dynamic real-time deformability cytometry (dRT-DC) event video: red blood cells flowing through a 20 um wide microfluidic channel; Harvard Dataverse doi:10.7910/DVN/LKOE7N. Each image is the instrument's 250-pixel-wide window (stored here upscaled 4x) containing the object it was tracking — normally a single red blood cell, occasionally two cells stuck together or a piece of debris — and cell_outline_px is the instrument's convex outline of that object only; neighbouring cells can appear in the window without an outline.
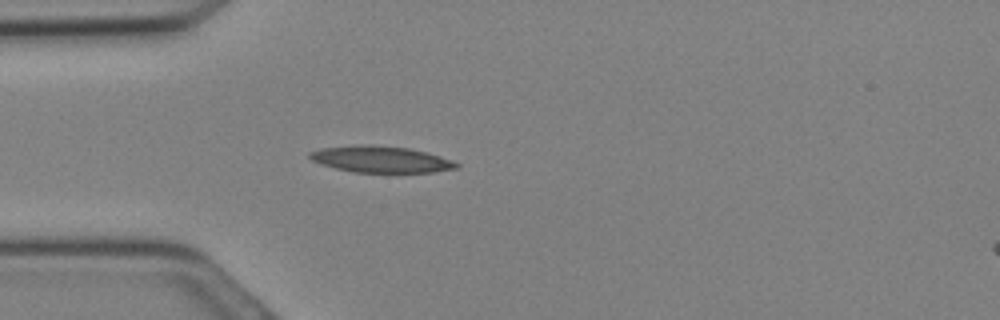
{"species": "Egyptian fruit bat (a non-hibernating species)", "species_latin": "Rousettus aegyptiacus", "temperature_condition": "cold", "stored_images_in_passage": 16, "camera_frame_rate_fps": 3000, "um_per_image_px": 0.085, "animal": {"sex": "female"}, "frame": {"image": 1, "passage_image": 8, "time_ms": 2.333, "image_size_px": [1000, 320], "cell_outline_px": [[460, 164], [456, 168], [432, 172], [356, 172], [336, 168], [320, 164], [312, 160], [308, 156], [308, 152], [320, 148], [364, 144], [372, 144], [408, 148], [440, 156], [452, 160]], "centroid_in_image_um": [32.33, 13.53], "position_along_channel_um": 52.7, "area_um2": 22.48}}
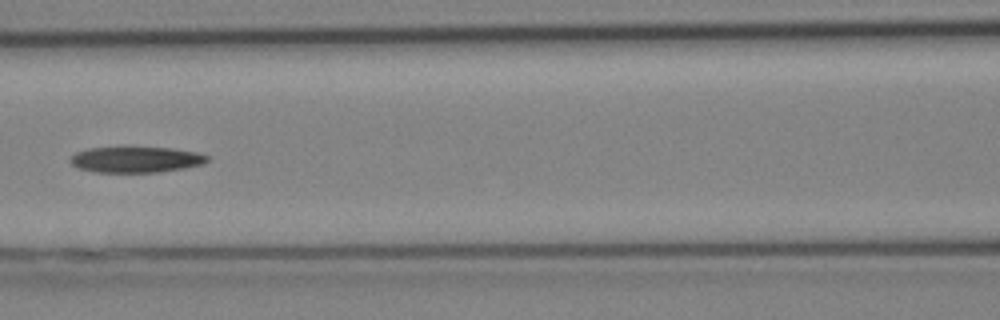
{"frame": {"image": 2, "passage_image": 13, "time_ms": 4.0, "image_size_px": [1000, 320], "cell_outline_px": [[208, 160], [204, 164], [184, 168], [160, 172], [92, 172], [76, 168], [68, 160], [76, 152], [88, 148], [172, 148], [196, 152], [208, 156]], "centroid_in_image_um": [11.53, 13.58], "position_along_channel_um": 155.1, "area_um2": 20.58}}
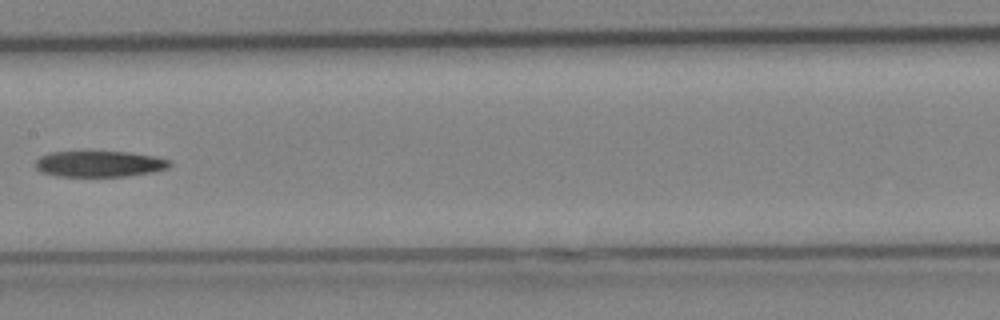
{"frame": {"image": 3, "passage_image": 15, "time_ms": 4.667, "image_size_px": [1000, 320], "cell_outline_px": [[172, 164], [168, 168], [152, 172], [124, 176], [60, 176], [40, 172], [36, 168], [36, 160], [40, 156], [52, 152], [84, 148], [92, 148], [128, 152], [156, 156], [172, 160]], "centroid_in_image_um": [8.44, 13.86], "position_along_channel_um": 199.0, "area_um2": 21.5}}